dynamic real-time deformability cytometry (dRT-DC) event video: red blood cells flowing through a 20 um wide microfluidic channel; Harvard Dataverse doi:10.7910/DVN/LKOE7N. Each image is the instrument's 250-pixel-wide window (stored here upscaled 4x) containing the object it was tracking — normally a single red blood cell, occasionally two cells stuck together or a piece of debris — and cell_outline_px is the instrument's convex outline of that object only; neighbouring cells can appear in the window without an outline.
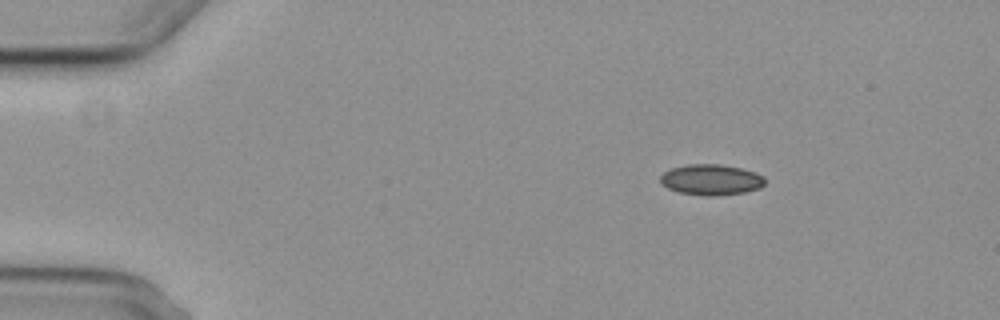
{"species": "common noctule bat (a hibernating species)", "species_latin": "Nyctalus noctula", "temperature_condition": "cold", "stored_images_in_passage": 4, "camera_frame_rate_fps": 3000, "um_per_image_px": 0.085, "animal": {"sex": "female", "body_mass_g": 29.2, "forearm_length_mm": 56.3}, "frame": {"image": 1, "passage_image": 2, "time_ms": 1.0, "image_size_px": [1000, 320], "cell_outline_px": [[764, 184], [760, 188], [744, 192], [716, 196], [704, 196], [680, 192], [668, 188], [660, 184], [660, 176], [664, 172], [672, 168], [688, 164], [720, 164], [740, 168], [756, 172], [764, 176]], "centroid_in_image_um": [60.44, 15.27], "position_along_channel_um": 24.6, "area_um2": 18.79}}